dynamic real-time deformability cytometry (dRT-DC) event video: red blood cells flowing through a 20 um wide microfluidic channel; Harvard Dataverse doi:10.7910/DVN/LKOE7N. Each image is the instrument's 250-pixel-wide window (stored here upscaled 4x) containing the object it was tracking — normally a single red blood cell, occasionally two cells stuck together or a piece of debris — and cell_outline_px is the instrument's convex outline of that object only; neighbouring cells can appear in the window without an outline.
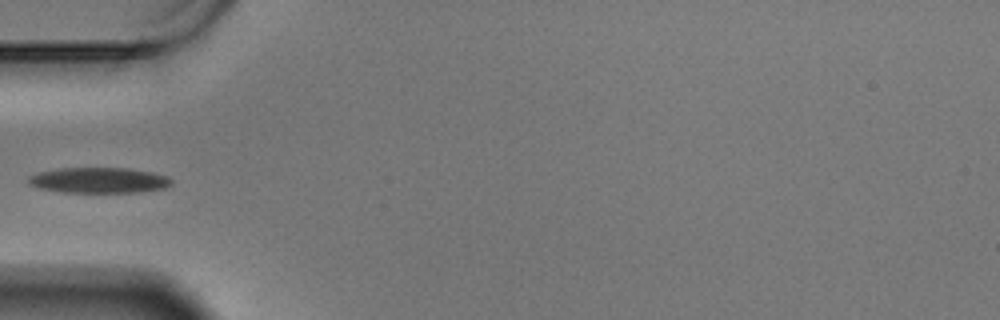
{"species": "Egyptian fruit bat (a non-hibernating species)", "species_latin": "Rousettus aegyptiacus", "temperature_condition": "warm", "stored_images_in_passage": 24, "camera_frame_rate_fps": 3000, "um_per_image_px": 0.085, "animal": {"sex": "male"}, "frame": {"image": 1, "passage_image": 1, "time_ms": 0.0, "image_size_px": [1000, 320], "cell_outline_px": [[172, 184], [164, 188], [140, 192], [60, 192], [40, 188], [28, 184], [28, 176], [40, 172], [60, 168], [124, 168], [152, 172], [168, 176], [172, 180]], "centroid_in_image_um": [8.41, 15.32], "position_along_channel_um": 76.6, "area_um2": 21.27}}
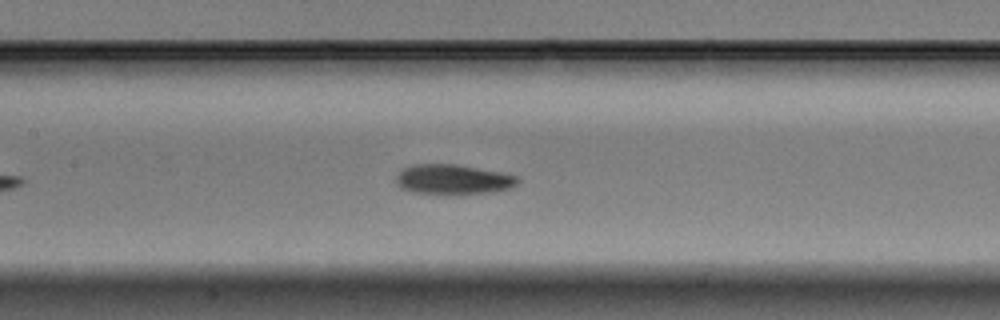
{"frame": {"image": 2, "passage_image": 9, "time_ms": 2.667, "image_size_px": [1000, 320], "cell_outline_px": [[520, 180], [516, 184], [508, 188], [488, 192], [452, 196], [412, 192], [400, 188], [396, 184], [396, 176], [400, 168], [412, 164], [456, 164], [500, 172], [516, 176]], "centroid_in_image_um": [38.42, 15.27], "position_along_channel_um": 169.0, "area_um2": 21.68}}
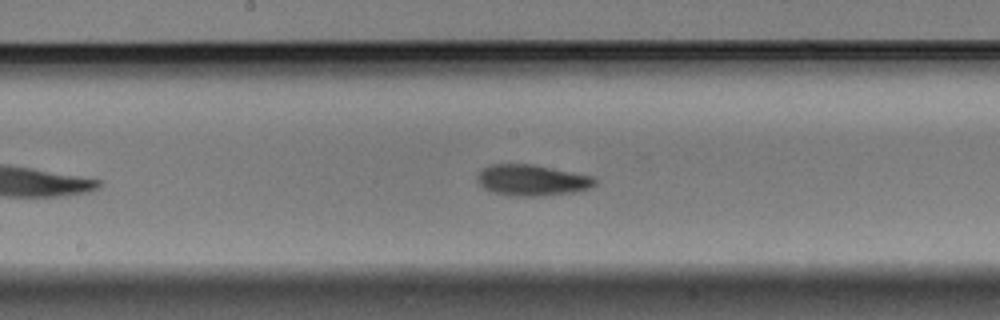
{"frame": {"image": 3, "passage_image": 12, "time_ms": 3.667, "image_size_px": [1000, 320], "cell_outline_px": [[596, 184], [588, 188], [572, 192], [544, 196], [508, 196], [492, 192], [484, 188], [476, 180], [476, 176], [488, 164], [536, 164], [592, 176], [596, 180]], "centroid_in_image_um": [45.19, 15.31], "position_along_channel_um": 203.0, "area_um2": 21.44}}